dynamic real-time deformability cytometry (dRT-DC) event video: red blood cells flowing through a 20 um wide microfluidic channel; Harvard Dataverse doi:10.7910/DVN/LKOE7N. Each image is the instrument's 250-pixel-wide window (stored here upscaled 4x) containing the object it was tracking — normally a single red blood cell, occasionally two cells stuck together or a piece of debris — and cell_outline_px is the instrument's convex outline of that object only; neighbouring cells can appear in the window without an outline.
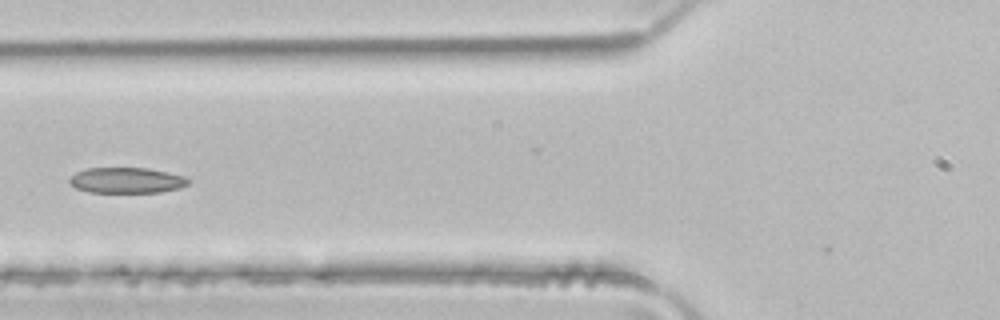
{"species": "common noctule bat (a hibernating species)", "species_latin": "Nyctalus noctula", "temperature_condition": "room temperature", "stored_images_in_passage": 4, "camera_frame_rate_fps": 3000, "um_per_image_px": 0.085, "animal": {"sex": "male", "body_mass_g": 21.5, "forearm_length_mm": 52.0}, "frame": {"image": 1, "passage_image": 4, "time_ms": 1.0, "image_size_px": [1000, 320], "cell_outline_px": [[188, 184], [180, 188], [160, 192], [88, 192], [76, 188], [68, 180], [76, 172], [88, 168], [148, 168], [184, 176], [188, 180]], "centroid_in_image_um": [10.75, 15.33], "position_along_channel_um": 115.0, "area_um2": 17.57}}